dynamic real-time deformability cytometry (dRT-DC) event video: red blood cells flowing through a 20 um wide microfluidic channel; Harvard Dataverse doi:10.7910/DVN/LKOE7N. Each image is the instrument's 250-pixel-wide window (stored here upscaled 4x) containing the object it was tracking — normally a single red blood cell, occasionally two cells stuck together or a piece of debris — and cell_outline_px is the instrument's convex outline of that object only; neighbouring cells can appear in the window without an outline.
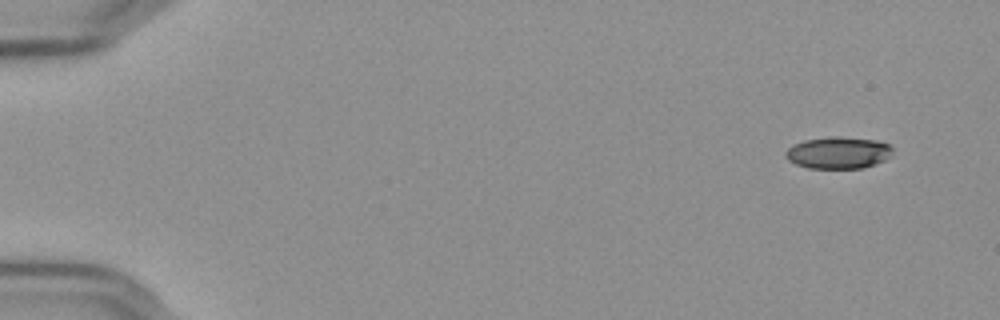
{"species": "Egyptian fruit bat (a non-hibernating species)", "species_latin": "Rousettus aegyptiacus", "temperature_condition": "cold", "stored_images_in_passage": 10, "camera_frame_rate_fps": 3000, "um_per_image_px": 0.085, "frame": {"image": 1, "passage_image": 10, "time_ms": 3.0, "image_size_px": [1000, 320], "cell_outline_px": [[892, 156], [876, 164], [864, 168], [808, 168], [796, 164], [788, 160], [784, 156], [784, 152], [792, 144], [804, 140], [832, 136], [840, 136], [876, 140], [888, 144], [892, 148]], "centroid_in_image_um": [71.24, 12.98], "position_along_channel_um": 13.8, "area_um2": 20.11}}